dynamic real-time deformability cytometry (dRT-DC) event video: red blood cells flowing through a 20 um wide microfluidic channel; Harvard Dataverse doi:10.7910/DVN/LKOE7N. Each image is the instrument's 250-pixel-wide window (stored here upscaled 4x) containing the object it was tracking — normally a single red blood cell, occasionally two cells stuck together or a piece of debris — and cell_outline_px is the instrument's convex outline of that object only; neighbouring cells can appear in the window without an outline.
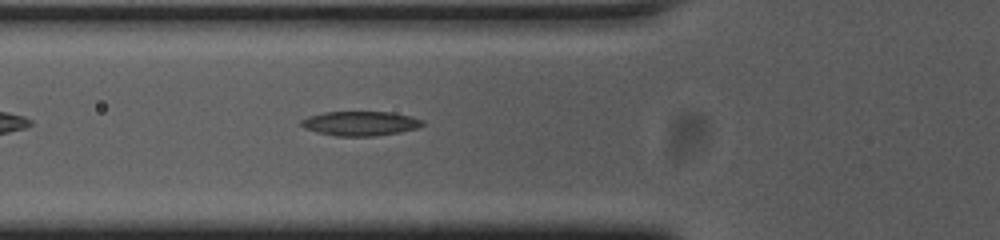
{"species": "common noctule bat (a hibernating species)", "species_latin": "Nyctalus noctula", "temperature_condition": "cold", "stored_images_in_passage": 36, "camera_frame_rate_fps": 3000, "um_per_image_px": 0.085, "animal": {"sex": "female", "body_mass_g": 23.0, "forearm_length_mm": 53.4}, "frame": {"image": 1, "passage_image": 3, "time_ms": 0.667, "image_size_px": [1000, 240], "cell_outline_px": [[424, 124], [416, 128], [400, 132], [372, 136], [336, 136], [316, 132], [304, 128], [300, 124], [300, 120], [308, 116], [324, 112], [392, 112], [412, 116], [424, 120]], "centroid_in_image_um": [30.61, 10.49], "position_along_channel_um": 95.2, "area_um2": 17.34}}
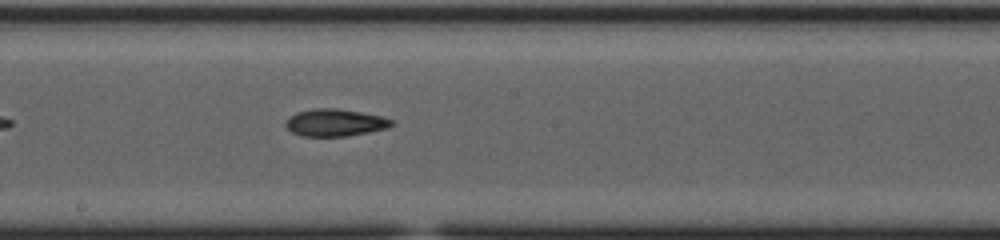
{"frame": {"image": 2, "passage_image": 13, "time_ms": 4.0, "image_size_px": [1000, 240], "cell_outline_px": [[396, 124], [388, 128], [348, 136], [304, 136], [292, 132], [284, 124], [288, 116], [296, 112], [316, 108], [336, 108], [360, 112], [380, 116], [396, 120]], "centroid_in_image_um": [28.5, 10.42], "position_along_channel_um": 219.7, "area_um2": 16.94}}
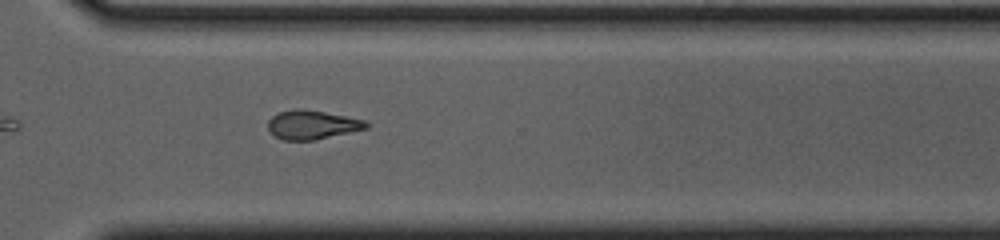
{"frame": {"image": 3, "passage_image": 23, "time_ms": 7.333, "image_size_px": [1000, 240], "cell_outline_px": [[368, 128], [316, 140], [284, 140], [276, 136], [268, 128], [268, 120], [272, 116], [280, 112], [296, 108], [300, 108], [324, 112], [364, 120], [368, 124]], "centroid_in_image_um": [26.52, 10.61], "position_along_channel_um": 344.1, "area_um2": 16.36}}